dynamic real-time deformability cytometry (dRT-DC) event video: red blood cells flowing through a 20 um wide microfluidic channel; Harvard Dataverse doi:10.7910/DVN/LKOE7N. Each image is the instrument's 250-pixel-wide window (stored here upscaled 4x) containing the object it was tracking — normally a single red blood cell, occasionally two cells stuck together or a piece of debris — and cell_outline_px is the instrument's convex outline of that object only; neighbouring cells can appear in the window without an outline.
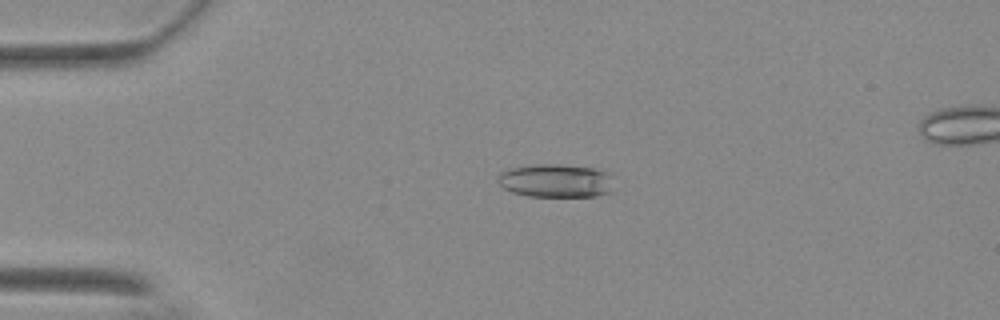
{"species": "Egyptian fruit bat (a non-hibernating species)", "species_latin": "Rousettus aegyptiacus", "temperature_condition": "warm", "stored_images_in_passage": 25, "camera_frame_rate_fps": 3000, "um_per_image_px": 0.085, "animal": {"sex": "female"}, "frame": {"image": 1, "passage_image": 2, "time_ms": 0.333, "image_size_px": [1000, 320], "cell_outline_px": [[612, 192], [596, 196], [528, 196], [512, 192], [504, 188], [496, 180], [496, 176], [500, 172], [512, 168], [540, 164], [556, 164], [592, 168], [608, 172], [612, 188]], "centroid_in_image_um": [47.21, 15.37], "position_along_channel_um": 37.8, "area_um2": 22.43}}
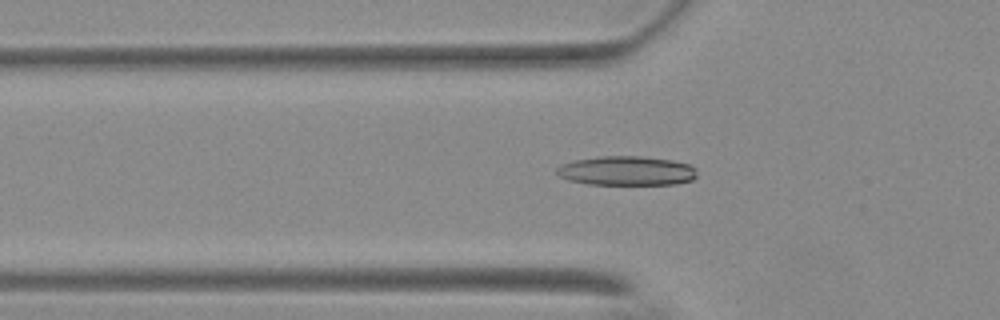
{"frame": {"image": 2, "passage_image": 8, "time_ms": 2.333, "image_size_px": [1000, 320], "cell_outline_px": [[696, 176], [692, 180], [676, 184], [588, 184], [568, 180], [560, 176], [556, 172], [556, 168], [560, 164], [572, 160], [600, 156], [640, 156], [672, 160], [688, 164], [696, 168]], "centroid_in_image_um": [53.23, 14.51], "position_along_channel_um": 72.6, "area_um2": 24.04}}
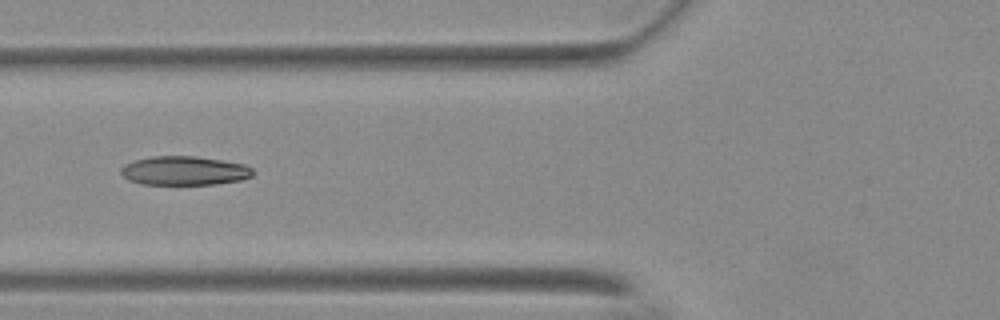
{"frame": {"image": 3, "passage_image": 11, "time_ms": 3.333, "image_size_px": [1000, 320], "cell_outline_px": [[256, 172], [252, 176], [240, 180], [216, 184], [140, 184], [128, 180], [120, 172], [120, 168], [124, 164], [136, 160], [152, 156], [196, 156], [244, 164], [252, 168]], "centroid_in_image_um": [15.67, 14.51], "position_along_channel_um": 110.1, "area_um2": 22.31}}